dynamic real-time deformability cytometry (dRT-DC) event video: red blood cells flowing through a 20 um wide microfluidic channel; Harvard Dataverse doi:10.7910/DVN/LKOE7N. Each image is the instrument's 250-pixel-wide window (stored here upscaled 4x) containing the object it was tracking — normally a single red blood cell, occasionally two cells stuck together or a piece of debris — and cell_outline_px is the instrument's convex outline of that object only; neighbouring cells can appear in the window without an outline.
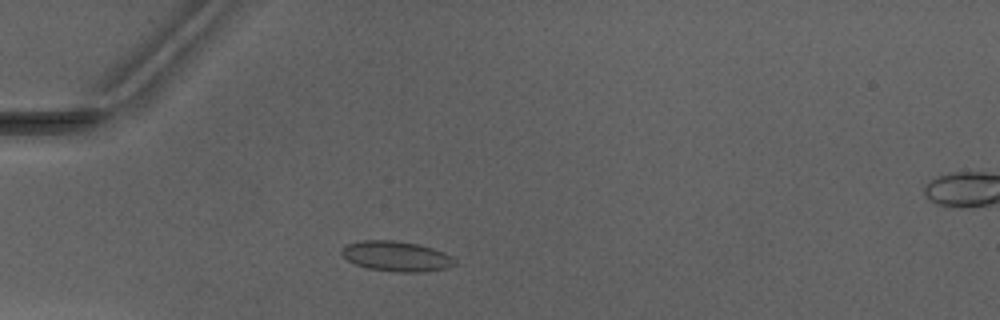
{"species": "Egyptian fruit bat (a non-hibernating species)", "species_latin": "Rousettus aegyptiacus", "temperature_condition": "warm", "stored_images_in_passage": 3, "camera_frame_rate_fps": 3000, "um_per_image_px": 0.085, "animal": {"sex": "male"}, "frame": {"image": 1, "passage_image": 2, "time_ms": 1.333, "image_size_px": [1000, 320], "cell_outline_px": [[456, 264], [448, 268], [424, 272], [396, 272], [368, 268], [356, 264], [348, 260], [340, 252], [348, 244], [364, 240], [392, 240], [420, 244], [444, 252], [452, 256], [456, 260]], "centroid_in_image_um": [33.75, 21.79], "position_along_channel_um": 51.2, "area_um2": 19.88}}